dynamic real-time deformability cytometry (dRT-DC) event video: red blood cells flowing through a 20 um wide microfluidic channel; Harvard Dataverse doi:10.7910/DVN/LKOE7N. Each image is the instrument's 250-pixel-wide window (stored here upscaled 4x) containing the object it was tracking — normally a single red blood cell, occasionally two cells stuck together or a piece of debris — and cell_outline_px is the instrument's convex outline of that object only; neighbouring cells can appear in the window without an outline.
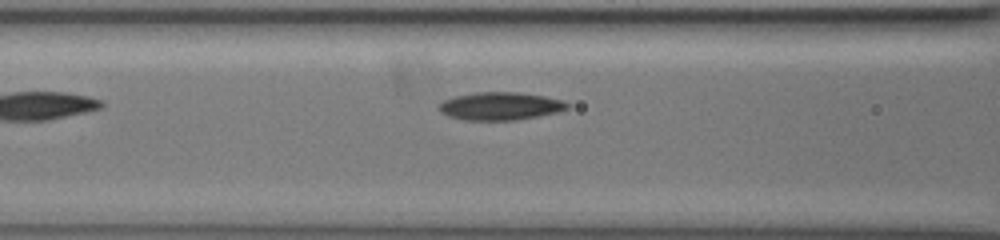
{"species": "common noctule bat (a hibernating species)", "species_latin": "Nyctalus noctula", "temperature_condition": "warm", "stored_images_in_passage": 12, "camera_frame_rate_fps": 3000, "um_per_image_px": 0.085, "animal": {"sex": "female", "body_mass_g": 19.5, "forearm_length_mm": 54.1}, "frame": {"image": 1, "passage_image": 3, "time_ms": 0.667, "image_size_px": [1000, 240], "cell_outline_px": [[568, 108], [556, 112], [516, 120], [464, 120], [448, 116], [440, 112], [436, 108], [444, 100], [456, 96], [476, 92], [516, 92], [544, 96], [564, 100], [568, 104]], "centroid_in_image_um": [42.49, 9.02], "position_along_channel_um": 124.1, "area_um2": 20.75}}
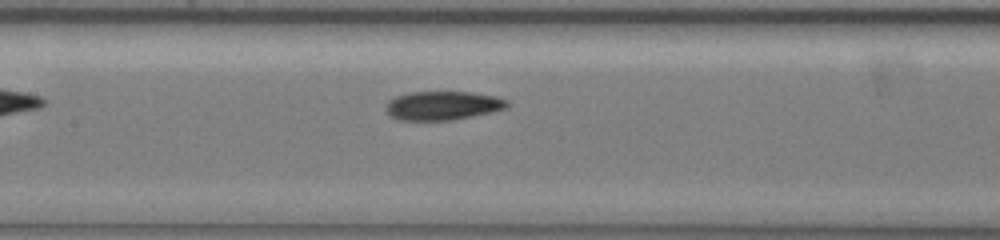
{"frame": {"image": 2, "passage_image": 7, "time_ms": 2.0, "image_size_px": [1000, 240], "cell_outline_px": [[508, 108], [492, 112], [452, 120], [400, 120], [392, 116], [384, 108], [384, 104], [388, 100], [396, 96], [408, 92], [472, 92], [496, 96], [508, 100]], "centroid_in_image_um": [37.63, 8.97], "position_along_channel_um": 169.8, "area_um2": 20.52}}